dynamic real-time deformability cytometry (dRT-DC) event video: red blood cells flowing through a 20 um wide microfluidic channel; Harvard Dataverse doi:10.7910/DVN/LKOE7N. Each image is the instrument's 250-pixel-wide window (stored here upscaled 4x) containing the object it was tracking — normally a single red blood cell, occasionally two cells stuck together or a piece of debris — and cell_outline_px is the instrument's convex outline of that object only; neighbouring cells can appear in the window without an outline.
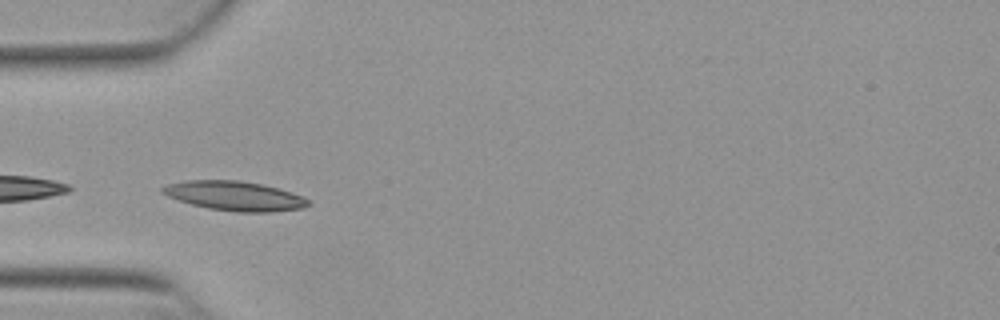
{"species": "Egyptian fruit bat (a non-hibernating species)", "species_latin": "Rousettus aegyptiacus", "temperature_condition": "warm", "stored_images_in_passage": 11, "camera_frame_rate_fps": 3000, "um_per_image_px": 0.085, "animal": {"sex": "female"}, "frame": {"image": 1, "passage_image": 1, "time_ms": 0.0, "image_size_px": [1000, 320], "cell_outline_px": [[308, 204], [304, 208], [268, 212], [236, 212], [208, 208], [192, 204], [168, 196], [160, 192], [160, 188], [168, 184], [188, 180], [240, 180], [264, 184], [292, 192], [304, 196], [308, 200]], "centroid_in_image_um": [19.96, 16.64], "position_along_channel_um": 65.0, "area_um2": 24.97}}
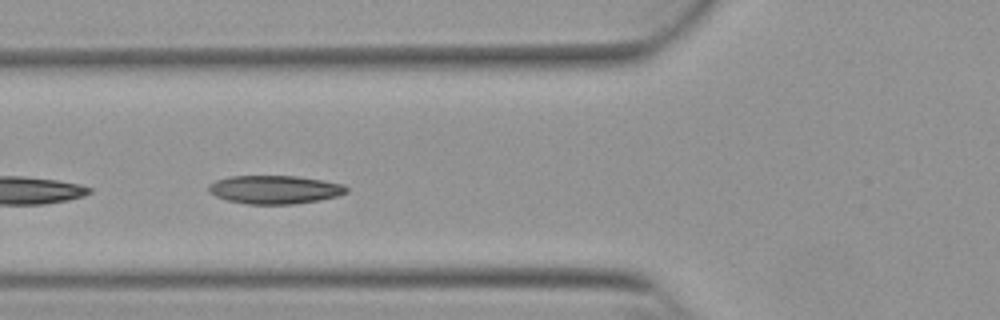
{"frame": {"image": 2, "passage_image": 4, "time_ms": 1.0, "image_size_px": [1000, 320], "cell_outline_px": [[348, 192], [336, 196], [320, 200], [292, 204], [248, 204], [228, 200], [216, 196], [208, 192], [208, 184], [216, 180], [228, 176], [296, 176], [344, 184], [348, 188]], "centroid_in_image_um": [23.33, 16.11], "position_along_channel_um": 102.5, "area_um2": 22.77}}
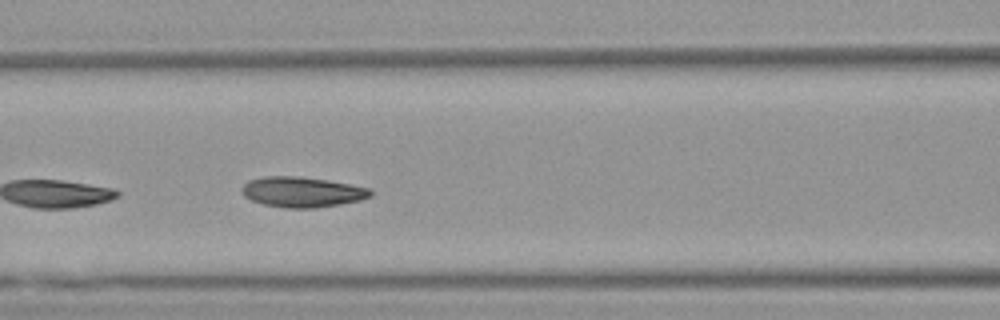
{"frame": {"image": 3, "passage_image": 7, "time_ms": 2.0, "image_size_px": [1000, 320], "cell_outline_px": [[372, 196], [360, 200], [340, 204], [316, 208], [284, 208], [264, 204], [252, 200], [244, 196], [240, 192], [240, 188], [248, 180], [264, 176], [300, 176], [328, 180], [372, 188]], "centroid_in_image_um": [25.68, 16.31], "position_along_channel_um": 140.9, "area_um2": 23.0}}